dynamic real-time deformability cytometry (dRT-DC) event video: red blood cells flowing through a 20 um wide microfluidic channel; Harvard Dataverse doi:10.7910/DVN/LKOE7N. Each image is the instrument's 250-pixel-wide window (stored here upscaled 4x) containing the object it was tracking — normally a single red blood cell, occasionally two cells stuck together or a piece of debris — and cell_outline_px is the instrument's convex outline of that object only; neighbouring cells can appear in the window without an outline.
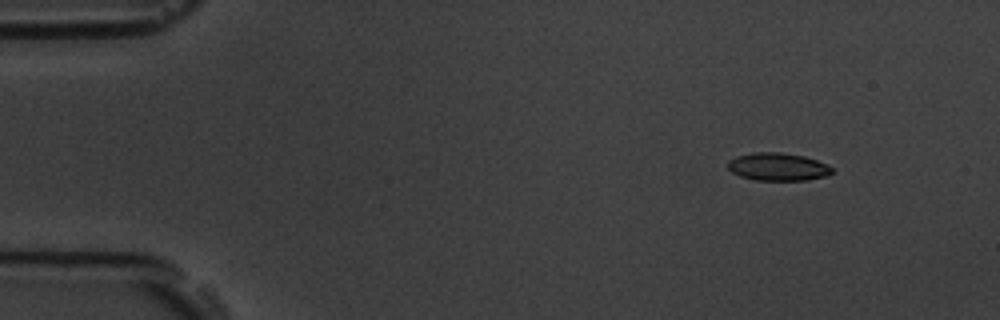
{"species": "common noctule bat (a hibernating species)", "species_latin": "Nyctalus noctula", "temperature_condition": "room temperature", "stored_images_in_passage": 5, "camera_frame_rate_fps": 3000, "um_per_image_px": 0.085, "animal": {"sex": "male", "body_mass_g": 19.5, "forearm_length_mm": 54.6}, "frame": {"image": 1, "passage_image": 2, "time_ms": 1.333, "image_size_px": [1000, 320], "cell_outline_px": [[836, 172], [828, 176], [808, 180], [752, 180], [740, 176], [732, 172], [728, 168], [728, 160], [736, 156], [752, 152], [780, 152], [804, 156], [828, 164]], "centroid_in_image_um": [66.15, 14.18], "position_along_channel_um": 18.9, "area_um2": 17.17}}
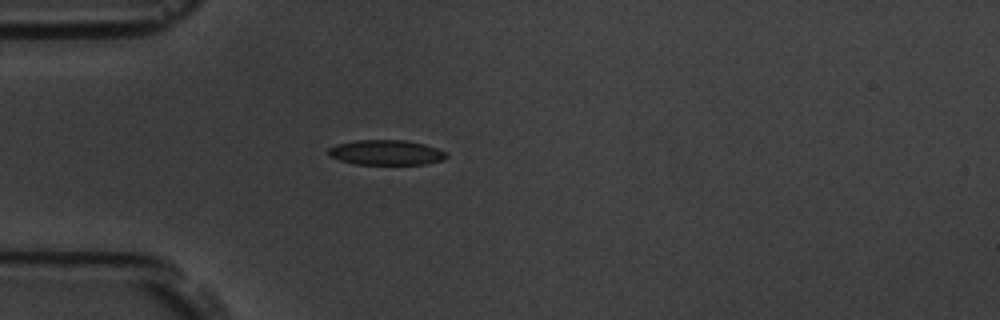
{"frame": {"image": 2, "passage_image": 5, "time_ms": 4.667, "image_size_px": [1000, 320], "cell_outline_px": [[448, 156], [444, 160], [424, 164], [356, 164], [340, 160], [328, 156], [328, 148], [336, 144], [356, 140], [404, 140], [424, 144], [448, 152]], "centroid_in_image_um": [32.83, 12.96], "position_along_channel_um": 52.2, "area_um2": 17.28}}